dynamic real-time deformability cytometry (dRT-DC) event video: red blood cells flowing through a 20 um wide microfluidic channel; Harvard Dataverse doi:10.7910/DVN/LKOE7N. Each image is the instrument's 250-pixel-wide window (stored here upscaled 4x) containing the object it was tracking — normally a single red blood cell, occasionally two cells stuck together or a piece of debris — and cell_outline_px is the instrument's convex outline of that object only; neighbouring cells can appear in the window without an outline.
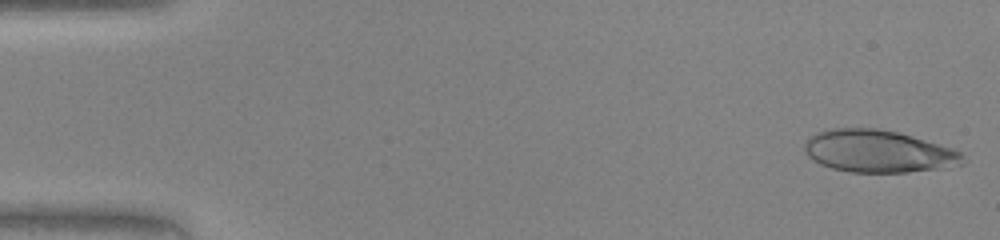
{"species": "human", "species_latin": "Homo sapiens", "temperature_condition": "warm", "stored_images_in_passage": 38, "camera_frame_rate_fps": 3000, "um_per_image_px": 0.085, "donor": {"sex": "female"}, "frame": {"image": 1, "passage_image": 1, "time_ms": 0.0, "image_size_px": [1000, 240], "cell_outline_px": [[968, 160], [960, 164], [936, 168], [908, 172], [852, 172], [832, 168], [820, 164], [812, 160], [808, 156], [804, 148], [804, 144], [816, 132], [836, 128], [876, 128], [896, 132], [952, 148], [960, 152]], "centroid_in_image_um": [74.62, 12.86], "position_along_channel_um": 10.4, "area_um2": 38.55}}
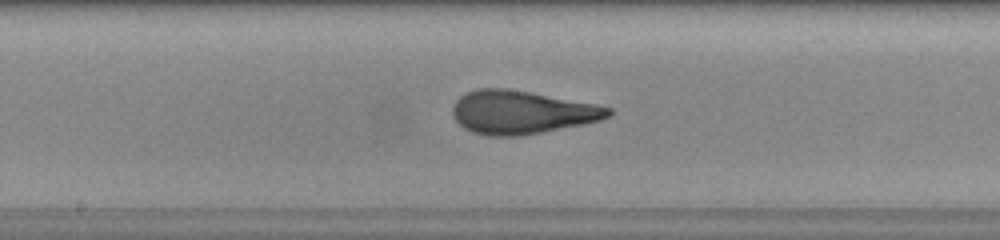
{"frame": {"image": 2, "passage_image": 24, "time_ms": 7.667, "image_size_px": [1000, 240], "cell_outline_px": [[612, 112], [608, 116], [600, 120], [584, 124], [520, 136], [488, 136], [472, 132], [464, 128], [452, 116], [452, 108], [456, 100], [460, 96], [476, 88], [504, 88], [528, 92], [596, 104], [612, 108]], "centroid_in_image_um": [44.31, 9.55], "position_along_channel_um": 203.9, "area_um2": 39.07}}
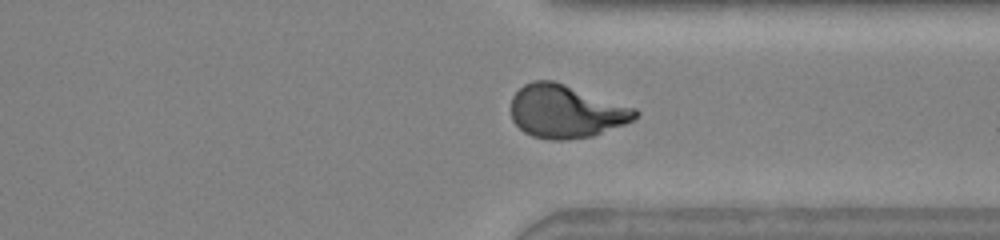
{"frame": {"image": 3, "passage_image": 35, "time_ms": 11.333, "image_size_px": [1000, 240], "cell_outline_px": [[640, 116], [636, 120], [592, 136], [568, 140], [552, 140], [532, 136], [524, 132], [512, 120], [512, 96], [524, 84], [532, 80], [556, 80], [636, 108], [640, 112]], "centroid_in_image_um": [48.14, 9.46], "position_along_channel_um": 363.3, "area_um2": 38.9}}